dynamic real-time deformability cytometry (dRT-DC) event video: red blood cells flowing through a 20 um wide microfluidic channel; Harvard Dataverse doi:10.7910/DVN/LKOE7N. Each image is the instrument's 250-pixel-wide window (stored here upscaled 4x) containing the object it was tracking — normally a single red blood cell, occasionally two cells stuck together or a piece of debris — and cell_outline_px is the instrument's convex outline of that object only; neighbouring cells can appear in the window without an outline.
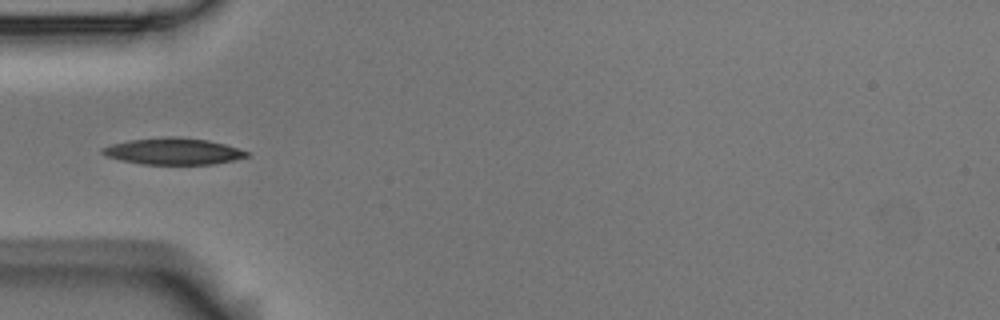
{"species": "Egyptian fruit bat (a non-hibernating species)", "species_latin": "Rousettus aegyptiacus", "temperature_condition": "room temperature", "stored_images_in_passage": 6, "camera_frame_rate_fps": 3000, "um_per_image_px": 0.085, "animal": {"sex": "male"}, "frame": {"image": 1, "passage_image": 4, "time_ms": 1.0, "image_size_px": [1000, 320], "cell_outline_px": [[248, 156], [232, 160], [212, 164], [144, 164], [120, 160], [104, 156], [100, 152], [100, 148], [112, 144], [128, 140], [168, 136], [180, 136], [208, 140], [224, 144], [248, 152]], "centroid_in_image_um": [14.65, 12.85], "position_along_channel_um": 70.3, "area_um2": 22.31}}
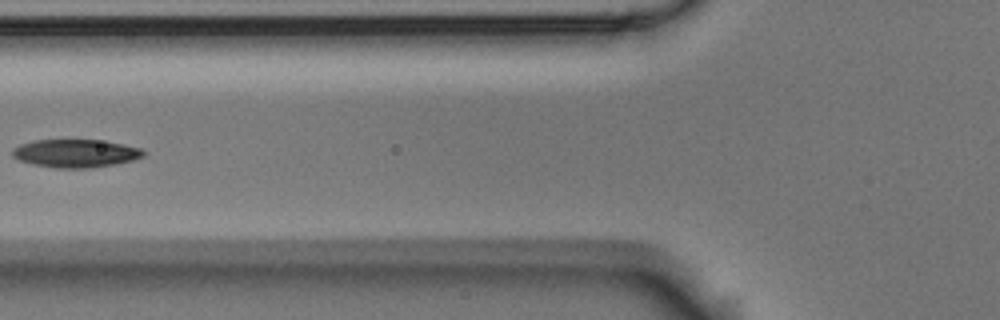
{"frame": {"image": 2, "passage_image": 5, "time_ms": 1.333, "image_size_px": [1000, 320], "cell_outline_px": [[144, 156], [132, 160], [116, 164], [92, 168], [56, 168], [32, 164], [20, 160], [12, 156], [12, 148], [20, 144], [32, 140], [104, 140], [124, 144], [140, 148], [144, 152]], "centroid_in_image_um": [6.41, 13.03], "position_along_channel_um": 119.4, "area_um2": 21.56}}
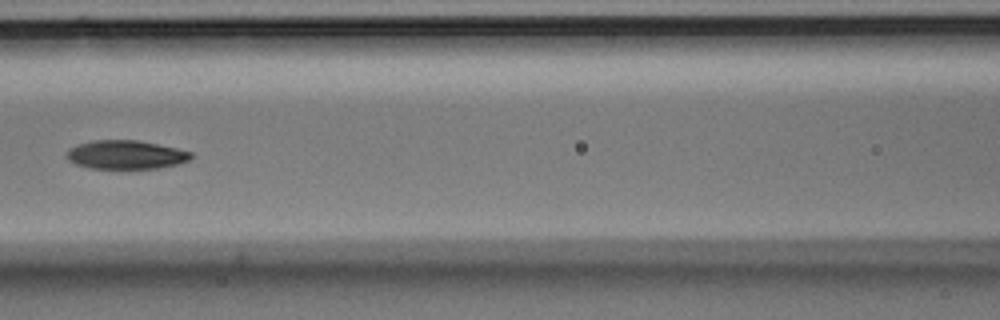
{"frame": {"image": 3, "passage_image": 6, "time_ms": 1.667, "image_size_px": [1000, 320], "cell_outline_px": [[192, 156], [188, 160], [180, 164], [160, 168], [92, 168], [76, 164], [68, 160], [68, 148], [76, 144], [92, 140], [140, 140], [176, 148], [192, 152]], "centroid_in_image_um": [10.71, 13.14], "position_along_channel_um": 155.9, "area_um2": 20.81}}